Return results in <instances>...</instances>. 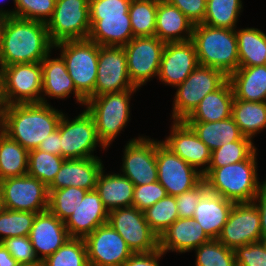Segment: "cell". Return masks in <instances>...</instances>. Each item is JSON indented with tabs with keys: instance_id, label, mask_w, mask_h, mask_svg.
Wrapping results in <instances>:
<instances>
[{
	"instance_id": "1",
	"label": "cell",
	"mask_w": 266,
	"mask_h": 266,
	"mask_svg": "<svg viewBox=\"0 0 266 266\" xmlns=\"http://www.w3.org/2000/svg\"><path fill=\"white\" fill-rule=\"evenodd\" d=\"M4 133L28 151L37 149L45 137L54 132L63 115L44 103L13 104L1 109Z\"/></svg>"
},
{
	"instance_id": "2",
	"label": "cell",
	"mask_w": 266,
	"mask_h": 266,
	"mask_svg": "<svg viewBox=\"0 0 266 266\" xmlns=\"http://www.w3.org/2000/svg\"><path fill=\"white\" fill-rule=\"evenodd\" d=\"M53 49L46 23L10 16L0 47V67L41 62Z\"/></svg>"
},
{
	"instance_id": "3",
	"label": "cell",
	"mask_w": 266,
	"mask_h": 266,
	"mask_svg": "<svg viewBox=\"0 0 266 266\" xmlns=\"http://www.w3.org/2000/svg\"><path fill=\"white\" fill-rule=\"evenodd\" d=\"M256 149L246 160L219 168H208L202 175L208 190L234 203H250L266 178L259 181Z\"/></svg>"
},
{
	"instance_id": "4",
	"label": "cell",
	"mask_w": 266,
	"mask_h": 266,
	"mask_svg": "<svg viewBox=\"0 0 266 266\" xmlns=\"http://www.w3.org/2000/svg\"><path fill=\"white\" fill-rule=\"evenodd\" d=\"M192 41L200 66L218 69L227 77L239 68L235 29L196 24L193 27Z\"/></svg>"
},
{
	"instance_id": "5",
	"label": "cell",
	"mask_w": 266,
	"mask_h": 266,
	"mask_svg": "<svg viewBox=\"0 0 266 266\" xmlns=\"http://www.w3.org/2000/svg\"><path fill=\"white\" fill-rule=\"evenodd\" d=\"M138 90L107 93L86 100L85 108L92 115L98 138L107 149L131 120V96Z\"/></svg>"
},
{
	"instance_id": "6",
	"label": "cell",
	"mask_w": 266,
	"mask_h": 266,
	"mask_svg": "<svg viewBox=\"0 0 266 266\" xmlns=\"http://www.w3.org/2000/svg\"><path fill=\"white\" fill-rule=\"evenodd\" d=\"M66 64L76 90L87 100L95 96L99 45L88 39L63 41L54 45Z\"/></svg>"
},
{
	"instance_id": "7",
	"label": "cell",
	"mask_w": 266,
	"mask_h": 266,
	"mask_svg": "<svg viewBox=\"0 0 266 266\" xmlns=\"http://www.w3.org/2000/svg\"><path fill=\"white\" fill-rule=\"evenodd\" d=\"M0 95L3 106L41 103V62L0 67Z\"/></svg>"
},
{
	"instance_id": "8",
	"label": "cell",
	"mask_w": 266,
	"mask_h": 266,
	"mask_svg": "<svg viewBox=\"0 0 266 266\" xmlns=\"http://www.w3.org/2000/svg\"><path fill=\"white\" fill-rule=\"evenodd\" d=\"M57 128L60 131L61 157L65 159L98 157L94 151L99 146L107 150L99 140L94 119L86 108L74 118H69L64 112Z\"/></svg>"
},
{
	"instance_id": "9",
	"label": "cell",
	"mask_w": 266,
	"mask_h": 266,
	"mask_svg": "<svg viewBox=\"0 0 266 266\" xmlns=\"http://www.w3.org/2000/svg\"><path fill=\"white\" fill-rule=\"evenodd\" d=\"M227 80L222 71L198 65L183 83L175 87L170 119L184 121L207 94L219 89Z\"/></svg>"
},
{
	"instance_id": "10",
	"label": "cell",
	"mask_w": 266,
	"mask_h": 266,
	"mask_svg": "<svg viewBox=\"0 0 266 266\" xmlns=\"http://www.w3.org/2000/svg\"><path fill=\"white\" fill-rule=\"evenodd\" d=\"M46 26L54 45L63 41L88 39L91 28L89 0H56Z\"/></svg>"
},
{
	"instance_id": "11",
	"label": "cell",
	"mask_w": 266,
	"mask_h": 266,
	"mask_svg": "<svg viewBox=\"0 0 266 266\" xmlns=\"http://www.w3.org/2000/svg\"><path fill=\"white\" fill-rule=\"evenodd\" d=\"M165 42L156 36L134 37L123 49L127 57L130 81L135 88H142L158 77Z\"/></svg>"
},
{
	"instance_id": "12",
	"label": "cell",
	"mask_w": 266,
	"mask_h": 266,
	"mask_svg": "<svg viewBox=\"0 0 266 266\" xmlns=\"http://www.w3.org/2000/svg\"><path fill=\"white\" fill-rule=\"evenodd\" d=\"M108 223L120 234L133 253L159 249V237L145 220L143 211L135 206L111 210Z\"/></svg>"
},
{
	"instance_id": "13",
	"label": "cell",
	"mask_w": 266,
	"mask_h": 266,
	"mask_svg": "<svg viewBox=\"0 0 266 266\" xmlns=\"http://www.w3.org/2000/svg\"><path fill=\"white\" fill-rule=\"evenodd\" d=\"M158 182L167 195L177 196L196 187L203 175L181 157L167 148L161 140L156 142Z\"/></svg>"
},
{
	"instance_id": "14",
	"label": "cell",
	"mask_w": 266,
	"mask_h": 266,
	"mask_svg": "<svg viewBox=\"0 0 266 266\" xmlns=\"http://www.w3.org/2000/svg\"><path fill=\"white\" fill-rule=\"evenodd\" d=\"M0 186L5 209L35 213L48 210V188L40 180L27 174L3 179Z\"/></svg>"
},
{
	"instance_id": "15",
	"label": "cell",
	"mask_w": 266,
	"mask_h": 266,
	"mask_svg": "<svg viewBox=\"0 0 266 266\" xmlns=\"http://www.w3.org/2000/svg\"><path fill=\"white\" fill-rule=\"evenodd\" d=\"M149 136L139 135L125 144L120 173L134 185L158 181L156 142Z\"/></svg>"
},
{
	"instance_id": "16",
	"label": "cell",
	"mask_w": 266,
	"mask_h": 266,
	"mask_svg": "<svg viewBox=\"0 0 266 266\" xmlns=\"http://www.w3.org/2000/svg\"><path fill=\"white\" fill-rule=\"evenodd\" d=\"M261 238L260 215L255 204L234 203L217 240L235 251L243 245L259 242Z\"/></svg>"
},
{
	"instance_id": "17",
	"label": "cell",
	"mask_w": 266,
	"mask_h": 266,
	"mask_svg": "<svg viewBox=\"0 0 266 266\" xmlns=\"http://www.w3.org/2000/svg\"><path fill=\"white\" fill-rule=\"evenodd\" d=\"M89 265L123 266L133 254L120 234L107 222L84 238Z\"/></svg>"
},
{
	"instance_id": "18",
	"label": "cell",
	"mask_w": 266,
	"mask_h": 266,
	"mask_svg": "<svg viewBox=\"0 0 266 266\" xmlns=\"http://www.w3.org/2000/svg\"><path fill=\"white\" fill-rule=\"evenodd\" d=\"M132 89L123 47L99 46L95 96Z\"/></svg>"
},
{
	"instance_id": "19",
	"label": "cell",
	"mask_w": 266,
	"mask_h": 266,
	"mask_svg": "<svg viewBox=\"0 0 266 266\" xmlns=\"http://www.w3.org/2000/svg\"><path fill=\"white\" fill-rule=\"evenodd\" d=\"M195 44L192 40L185 42H168L165 44L157 80L166 86L176 87L198 66Z\"/></svg>"
},
{
	"instance_id": "20",
	"label": "cell",
	"mask_w": 266,
	"mask_h": 266,
	"mask_svg": "<svg viewBox=\"0 0 266 266\" xmlns=\"http://www.w3.org/2000/svg\"><path fill=\"white\" fill-rule=\"evenodd\" d=\"M170 134L162 143L203 174L211 160V150L184 121H172Z\"/></svg>"
},
{
	"instance_id": "21",
	"label": "cell",
	"mask_w": 266,
	"mask_h": 266,
	"mask_svg": "<svg viewBox=\"0 0 266 266\" xmlns=\"http://www.w3.org/2000/svg\"><path fill=\"white\" fill-rule=\"evenodd\" d=\"M69 238L64 222L49 210L36 214L29 239L40 263L55 253Z\"/></svg>"
},
{
	"instance_id": "22",
	"label": "cell",
	"mask_w": 266,
	"mask_h": 266,
	"mask_svg": "<svg viewBox=\"0 0 266 266\" xmlns=\"http://www.w3.org/2000/svg\"><path fill=\"white\" fill-rule=\"evenodd\" d=\"M49 53L42 61V95L41 103L49 104L46 97L54 99L69 98L73 94L79 105L85 106L86 99L76 90L72 78L69 76L65 61L58 56L50 58ZM46 96V97H45Z\"/></svg>"
},
{
	"instance_id": "23",
	"label": "cell",
	"mask_w": 266,
	"mask_h": 266,
	"mask_svg": "<svg viewBox=\"0 0 266 266\" xmlns=\"http://www.w3.org/2000/svg\"><path fill=\"white\" fill-rule=\"evenodd\" d=\"M102 162L100 157L65 159L53 181L47 186L48 191L70 186L94 190L97 177L104 167Z\"/></svg>"
},
{
	"instance_id": "24",
	"label": "cell",
	"mask_w": 266,
	"mask_h": 266,
	"mask_svg": "<svg viewBox=\"0 0 266 266\" xmlns=\"http://www.w3.org/2000/svg\"><path fill=\"white\" fill-rule=\"evenodd\" d=\"M109 211L98 192L87 191L79 206L64 222L70 238H85L100 225L108 222Z\"/></svg>"
},
{
	"instance_id": "25",
	"label": "cell",
	"mask_w": 266,
	"mask_h": 266,
	"mask_svg": "<svg viewBox=\"0 0 266 266\" xmlns=\"http://www.w3.org/2000/svg\"><path fill=\"white\" fill-rule=\"evenodd\" d=\"M210 240L194 218H178L159 237V249L165 254L171 251L182 254Z\"/></svg>"
},
{
	"instance_id": "26",
	"label": "cell",
	"mask_w": 266,
	"mask_h": 266,
	"mask_svg": "<svg viewBox=\"0 0 266 266\" xmlns=\"http://www.w3.org/2000/svg\"><path fill=\"white\" fill-rule=\"evenodd\" d=\"M88 40L99 46L124 47L133 38L130 15L90 16Z\"/></svg>"
},
{
	"instance_id": "27",
	"label": "cell",
	"mask_w": 266,
	"mask_h": 266,
	"mask_svg": "<svg viewBox=\"0 0 266 266\" xmlns=\"http://www.w3.org/2000/svg\"><path fill=\"white\" fill-rule=\"evenodd\" d=\"M234 202L207 190L195 208L193 218L210 239H217L228 220Z\"/></svg>"
},
{
	"instance_id": "28",
	"label": "cell",
	"mask_w": 266,
	"mask_h": 266,
	"mask_svg": "<svg viewBox=\"0 0 266 266\" xmlns=\"http://www.w3.org/2000/svg\"><path fill=\"white\" fill-rule=\"evenodd\" d=\"M194 24L167 0H159L156 12L155 36L161 41L185 42L192 40Z\"/></svg>"
},
{
	"instance_id": "29",
	"label": "cell",
	"mask_w": 266,
	"mask_h": 266,
	"mask_svg": "<svg viewBox=\"0 0 266 266\" xmlns=\"http://www.w3.org/2000/svg\"><path fill=\"white\" fill-rule=\"evenodd\" d=\"M100 171L95 190L103 205L110 212L113 209L132 206L135 185L121 173Z\"/></svg>"
},
{
	"instance_id": "30",
	"label": "cell",
	"mask_w": 266,
	"mask_h": 266,
	"mask_svg": "<svg viewBox=\"0 0 266 266\" xmlns=\"http://www.w3.org/2000/svg\"><path fill=\"white\" fill-rule=\"evenodd\" d=\"M234 92L227 80L219 89L207 94L184 122H215L231 117Z\"/></svg>"
},
{
	"instance_id": "31",
	"label": "cell",
	"mask_w": 266,
	"mask_h": 266,
	"mask_svg": "<svg viewBox=\"0 0 266 266\" xmlns=\"http://www.w3.org/2000/svg\"><path fill=\"white\" fill-rule=\"evenodd\" d=\"M228 80L236 99L266 102V65L239 67Z\"/></svg>"
},
{
	"instance_id": "32",
	"label": "cell",
	"mask_w": 266,
	"mask_h": 266,
	"mask_svg": "<svg viewBox=\"0 0 266 266\" xmlns=\"http://www.w3.org/2000/svg\"><path fill=\"white\" fill-rule=\"evenodd\" d=\"M211 150L222 144L239 141L243 135L232 116L215 122H185Z\"/></svg>"
},
{
	"instance_id": "33",
	"label": "cell",
	"mask_w": 266,
	"mask_h": 266,
	"mask_svg": "<svg viewBox=\"0 0 266 266\" xmlns=\"http://www.w3.org/2000/svg\"><path fill=\"white\" fill-rule=\"evenodd\" d=\"M231 116L242 135L253 141L266 129V102H249L234 97Z\"/></svg>"
},
{
	"instance_id": "34",
	"label": "cell",
	"mask_w": 266,
	"mask_h": 266,
	"mask_svg": "<svg viewBox=\"0 0 266 266\" xmlns=\"http://www.w3.org/2000/svg\"><path fill=\"white\" fill-rule=\"evenodd\" d=\"M239 67L265 65L266 33L254 27L235 29Z\"/></svg>"
},
{
	"instance_id": "35",
	"label": "cell",
	"mask_w": 266,
	"mask_h": 266,
	"mask_svg": "<svg viewBox=\"0 0 266 266\" xmlns=\"http://www.w3.org/2000/svg\"><path fill=\"white\" fill-rule=\"evenodd\" d=\"M29 151L5 133L0 138V181L27 175Z\"/></svg>"
},
{
	"instance_id": "36",
	"label": "cell",
	"mask_w": 266,
	"mask_h": 266,
	"mask_svg": "<svg viewBox=\"0 0 266 266\" xmlns=\"http://www.w3.org/2000/svg\"><path fill=\"white\" fill-rule=\"evenodd\" d=\"M242 9V0H207L203 24L236 29Z\"/></svg>"
},
{
	"instance_id": "37",
	"label": "cell",
	"mask_w": 266,
	"mask_h": 266,
	"mask_svg": "<svg viewBox=\"0 0 266 266\" xmlns=\"http://www.w3.org/2000/svg\"><path fill=\"white\" fill-rule=\"evenodd\" d=\"M159 0H132L129 6L134 37L155 36L156 12Z\"/></svg>"
},
{
	"instance_id": "38",
	"label": "cell",
	"mask_w": 266,
	"mask_h": 266,
	"mask_svg": "<svg viewBox=\"0 0 266 266\" xmlns=\"http://www.w3.org/2000/svg\"><path fill=\"white\" fill-rule=\"evenodd\" d=\"M87 190L79 187H66L48 191V210L65 222L79 206Z\"/></svg>"
},
{
	"instance_id": "39",
	"label": "cell",
	"mask_w": 266,
	"mask_h": 266,
	"mask_svg": "<svg viewBox=\"0 0 266 266\" xmlns=\"http://www.w3.org/2000/svg\"><path fill=\"white\" fill-rule=\"evenodd\" d=\"M41 266H89L84 238H69Z\"/></svg>"
},
{
	"instance_id": "40",
	"label": "cell",
	"mask_w": 266,
	"mask_h": 266,
	"mask_svg": "<svg viewBox=\"0 0 266 266\" xmlns=\"http://www.w3.org/2000/svg\"><path fill=\"white\" fill-rule=\"evenodd\" d=\"M65 158L39 149L29 151L27 174L48 186L58 173Z\"/></svg>"
},
{
	"instance_id": "41",
	"label": "cell",
	"mask_w": 266,
	"mask_h": 266,
	"mask_svg": "<svg viewBox=\"0 0 266 266\" xmlns=\"http://www.w3.org/2000/svg\"><path fill=\"white\" fill-rule=\"evenodd\" d=\"M143 213L152 231L160 237L179 218L176 196L166 195Z\"/></svg>"
},
{
	"instance_id": "42",
	"label": "cell",
	"mask_w": 266,
	"mask_h": 266,
	"mask_svg": "<svg viewBox=\"0 0 266 266\" xmlns=\"http://www.w3.org/2000/svg\"><path fill=\"white\" fill-rule=\"evenodd\" d=\"M256 146L250 138L242 137L239 141L222 144L211 152L208 168H219L246 160L255 150Z\"/></svg>"
},
{
	"instance_id": "43",
	"label": "cell",
	"mask_w": 266,
	"mask_h": 266,
	"mask_svg": "<svg viewBox=\"0 0 266 266\" xmlns=\"http://www.w3.org/2000/svg\"><path fill=\"white\" fill-rule=\"evenodd\" d=\"M36 214L4 208L0 212V242L5 238L29 236Z\"/></svg>"
},
{
	"instance_id": "44",
	"label": "cell",
	"mask_w": 266,
	"mask_h": 266,
	"mask_svg": "<svg viewBox=\"0 0 266 266\" xmlns=\"http://www.w3.org/2000/svg\"><path fill=\"white\" fill-rule=\"evenodd\" d=\"M195 266H237L235 252L217 239L195 249Z\"/></svg>"
},
{
	"instance_id": "45",
	"label": "cell",
	"mask_w": 266,
	"mask_h": 266,
	"mask_svg": "<svg viewBox=\"0 0 266 266\" xmlns=\"http://www.w3.org/2000/svg\"><path fill=\"white\" fill-rule=\"evenodd\" d=\"M56 0H16L13 16L47 23L51 18Z\"/></svg>"
},
{
	"instance_id": "46",
	"label": "cell",
	"mask_w": 266,
	"mask_h": 266,
	"mask_svg": "<svg viewBox=\"0 0 266 266\" xmlns=\"http://www.w3.org/2000/svg\"><path fill=\"white\" fill-rule=\"evenodd\" d=\"M1 243L18 263L41 266L29 236L5 238Z\"/></svg>"
},
{
	"instance_id": "47",
	"label": "cell",
	"mask_w": 266,
	"mask_h": 266,
	"mask_svg": "<svg viewBox=\"0 0 266 266\" xmlns=\"http://www.w3.org/2000/svg\"><path fill=\"white\" fill-rule=\"evenodd\" d=\"M166 195L165 188L158 181L150 184L135 185L132 206H135L140 211H145Z\"/></svg>"
},
{
	"instance_id": "48",
	"label": "cell",
	"mask_w": 266,
	"mask_h": 266,
	"mask_svg": "<svg viewBox=\"0 0 266 266\" xmlns=\"http://www.w3.org/2000/svg\"><path fill=\"white\" fill-rule=\"evenodd\" d=\"M208 190L203 179L196 187L176 196L177 212L179 218H193L196 206L202 195Z\"/></svg>"
},
{
	"instance_id": "49",
	"label": "cell",
	"mask_w": 266,
	"mask_h": 266,
	"mask_svg": "<svg viewBox=\"0 0 266 266\" xmlns=\"http://www.w3.org/2000/svg\"><path fill=\"white\" fill-rule=\"evenodd\" d=\"M234 252L237 266H266V250L261 241L238 247Z\"/></svg>"
},
{
	"instance_id": "50",
	"label": "cell",
	"mask_w": 266,
	"mask_h": 266,
	"mask_svg": "<svg viewBox=\"0 0 266 266\" xmlns=\"http://www.w3.org/2000/svg\"><path fill=\"white\" fill-rule=\"evenodd\" d=\"M132 0H89L90 16H123L129 14Z\"/></svg>"
},
{
	"instance_id": "51",
	"label": "cell",
	"mask_w": 266,
	"mask_h": 266,
	"mask_svg": "<svg viewBox=\"0 0 266 266\" xmlns=\"http://www.w3.org/2000/svg\"><path fill=\"white\" fill-rule=\"evenodd\" d=\"M177 7L194 25L203 23L207 0H167Z\"/></svg>"
},
{
	"instance_id": "52",
	"label": "cell",
	"mask_w": 266,
	"mask_h": 266,
	"mask_svg": "<svg viewBox=\"0 0 266 266\" xmlns=\"http://www.w3.org/2000/svg\"><path fill=\"white\" fill-rule=\"evenodd\" d=\"M165 255L160 249L146 252L133 253L123 266H160V259Z\"/></svg>"
},
{
	"instance_id": "53",
	"label": "cell",
	"mask_w": 266,
	"mask_h": 266,
	"mask_svg": "<svg viewBox=\"0 0 266 266\" xmlns=\"http://www.w3.org/2000/svg\"><path fill=\"white\" fill-rule=\"evenodd\" d=\"M252 202L259 211L262 237H266V181L260 187Z\"/></svg>"
},
{
	"instance_id": "54",
	"label": "cell",
	"mask_w": 266,
	"mask_h": 266,
	"mask_svg": "<svg viewBox=\"0 0 266 266\" xmlns=\"http://www.w3.org/2000/svg\"><path fill=\"white\" fill-rule=\"evenodd\" d=\"M60 146V131L57 128L49 136L44 138V140L39 144L37 149L45 151L47 153L61 156Z\"/></svg>"
},
{
	"instance_id": "55",
	"label": "cell",
	"mask_w": 266,
	"mask_h": 266,
	"mask_svg": "<svg viewBox=\"0 0 266 266\" xmlns=\"http://www.w3.org/2000/svg\"><path fill=\"white\" fill-rule=\"evenodd\" d=\"M18 262L13 258L7 248L0 242V266H16Z\"/></svg>"
},
{
	"instance_id": "56",
	"label": "cell",
	"mask_w": 266,
	"mask_h": 266,
	"mask_svg": "<svg viewBox=\"0 0 266 266\" xmlns=\"http://www.w3.org/2000/svg\"><path fill=\"white\" fill-rule=\"evenodd\" d=\"M8 18L9 16L0 12V47H1L2 37L4 33V28L7 23Z\"/></svg>"
},
{
	"instance_id": "57",
	"label": "cell",
	"mask_w": 266,
	"mask_h": 266,
	"mask_svg": "<svg viewBox=\"0 0 266 266\" xmlns=\"http://www.w3.org/2000/svg\"><path fill=\"white\" fill-rule=\"evenodd\" d=\"M15 1L16 0H13L14 5H15ZM3 2H5V0H0V3L3 4ZM0 12L3 13V14H5V15H7V16H9V17L10 16H13V10H11V9H8L7 10L6 8H3V6L0 7Z\"/></svg>"
},
{
	"instance_id": "58",
	"label": "cell",
	"mask_w": 266,
	"mask_h": 266,
	"mask_svg": "<svg viewBox=\"0 0 266 266\" xmlns=\"http://www.w3.org/2000/svg\"><path fill=\"white\" fill-rule=\"evenodd\" d=\"M4 133V125H3V118L0 112V138L2 136V134Z\"/></svg>"
},
{
	"instance_id": "59",
	"label": "cell",
	"mask_w": 266,
	"mask_h": 266,
	"mask_svg": "<svg viewBox=\"0 0 266 266\" xmlns=\"http://www.w3.org/2000/svg\"><path fill=\"white\" fill-rule=\"evenodd\" d=\"M4 209L3 207V200H2V192H1V186H0V212Z\"/></svg>"
},
{
	"instance_id": "60",
	"label": "cell",
	"mask_w": 266,
	"mask_h": 266,
	"mask_svg": "<svg viewBox=\"0 0 266 266\" xmlns=\"http://www.w3.org/2000/svg\"><path fill=\"white\" fill-rule=\"evenodd\" d=\"M260 241L262 242L266 250V237H262Z\"/></svg>"
},
{
	"instance_id": "61",
	"label": "cell",
	"mask_w": 266,
	"mask_h": 266,
	"mask_svg": "<svg viewBox=\"0 0 266 266\" xmlns=\"http://www.w3.org/2000/svg\"><path fill=\"white\" fill-rule=\"evenodd\" d=\"M16 266H32V265L18 263Z\"/></svg>"
},
{
	"instance_id": "62",
	"label": "cell",
	"mask_w": 266,
	"mask_h": 266,
	"mask_svg": "<svg viewBox=\"0 0 266 266\" xmlns=\"http://www.w3.org/2000/svg\"><path fill=\"white\" fill-rule=\"evenodd\" d=\"M2 107H3V104H2V101H1V95H0V111H1Z\"/></svg>"
}]
</instances>
